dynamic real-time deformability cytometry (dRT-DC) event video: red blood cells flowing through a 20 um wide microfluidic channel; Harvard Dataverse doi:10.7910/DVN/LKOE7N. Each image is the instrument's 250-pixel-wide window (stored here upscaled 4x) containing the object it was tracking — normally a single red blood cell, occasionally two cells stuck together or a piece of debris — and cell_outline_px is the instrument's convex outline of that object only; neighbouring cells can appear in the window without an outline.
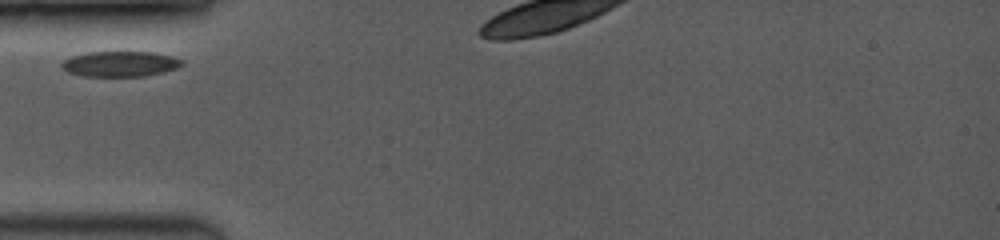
{"species": "common noctule bat (a hibernating species)", "species_latin": "Nyctalus noctula", "temperature_condition": "room temperature", "stored_images_in_passage": 42, "camera_frame_rate_fps": 3500, "um_per_image_px": 0.085, "animal": {"sex": "female", "body_mass_g": 19.0, "forearm_length_mm": 53.3}, "frame": {"image": 1, "passage_image": 1, "time_ms": 0.0, "image_size_px": [1000, 240], "cell_outline_px": [[184, 64], [176, 68], [164, 72], [144, 76], [80, 76], [68, 72], [60, 68], [60, 64], [64, 60], [72, 56], [88, 52], [152, 52], [172, 56], [184, 60]], "centroid_in_image_um": [10.2, 5.43], "position_along_channel_um": 74.8, "area_um2": 17.92}}
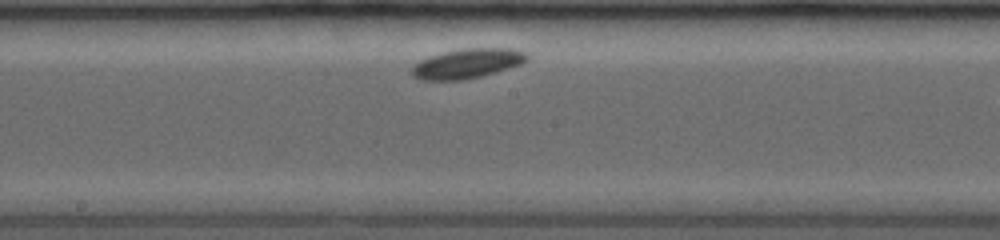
{"frame": {"image": 2, "passage_image": 18, "time_ms": 3.714, "image_size_px": [1000, 240], "cell_outline_px": [[528, 60], [520, 64], [496, 72], [464, 80], [420, 80], [412, 76], [408, 68], [420, 60], [428, 56], [460, 48], [512, 48], [524, 52], [528, 56]], "centroid_in_image_um": [39.65, 5.4], "position_along_channel_um": 208.6, "area_um2": 20.11}}
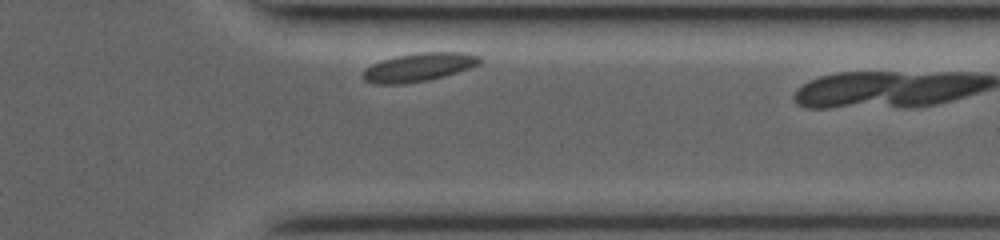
{"frame": {"image": 3, "passage_image": 39, "time_ms": 8.286, "image_size_px": [1000, 240], "cell_outline_px": [[484, 60], [480, 64], [444, 76], [428, 80], [404, 84], [372, 84], [364, 80], [360, 76], [364, 68], [380, 60], [396, 56], [420, 52], [464, 52], [480, 56]], "centroid_in_image_um": [35.56, 5.71], "position_along_channel_um": 375.8, "area_um2": 19.65}}